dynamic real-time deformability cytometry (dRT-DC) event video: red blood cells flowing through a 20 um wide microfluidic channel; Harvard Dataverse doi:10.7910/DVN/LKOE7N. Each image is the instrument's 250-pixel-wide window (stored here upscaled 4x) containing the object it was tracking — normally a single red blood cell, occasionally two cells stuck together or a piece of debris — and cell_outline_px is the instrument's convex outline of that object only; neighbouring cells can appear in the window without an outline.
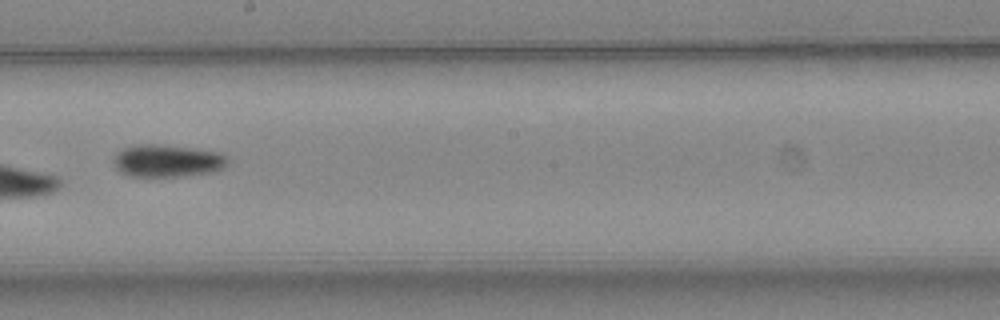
{"species": "common noctule bat (a hibernating species)", "species_latin": "Nyctalus noctula", "temperature_condition": "warm", "stored_images_in_passage": 7, "camera_frame_rate_fps": 3000, "um_per_image_px": 0.085, "animal": {"sex": "female", "body_mass_g": 24.6, "forearm_length_mm": 56.2}, "frame": {"image": 1, "passage_image": 7, "time_ms": 2.0, "image_size_px": [1000, 320], "cell_outline_px": [[228, 164], [224, 168], [212, 172], [180, 176], [128, 176], [120, 172], [116, 168], [112, 160], [120, 148], [136, 144], [160, 144], [192, 148], [220, 152], [228, 156]], "centroid_in_image_um": [14.21, 13.66], "position_along_channel_um": 234.0, "area_um2": 21.85}}